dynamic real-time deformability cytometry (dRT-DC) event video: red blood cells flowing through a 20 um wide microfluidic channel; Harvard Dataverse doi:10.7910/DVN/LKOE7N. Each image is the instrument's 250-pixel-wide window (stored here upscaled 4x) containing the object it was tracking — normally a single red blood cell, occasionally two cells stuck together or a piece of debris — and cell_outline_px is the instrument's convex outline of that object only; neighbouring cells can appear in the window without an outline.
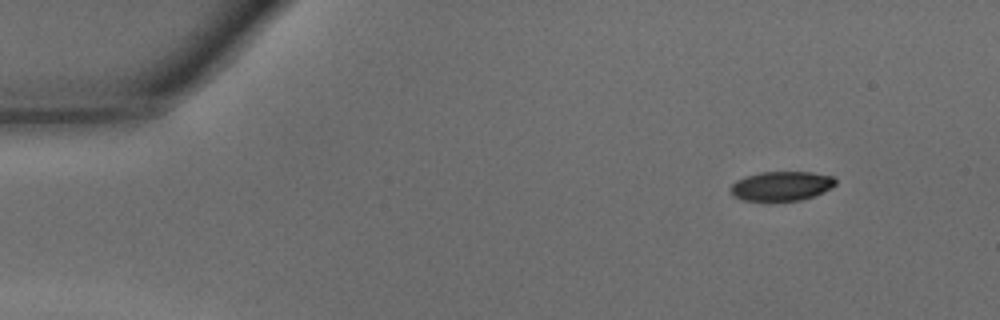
{"species": "common noctule bat (a hibernating species)", "species_latin": "Nyctalus noctula", "temperature_condition": "warm", "stored_images_in_passage": 42, "camera_frame_rate_fps": 3000, "um_per_image_px": 0.085, "animal": {"sex": "male", "body_mass_g": 15.6}, "frame": {"image": 1, "passage_image": 1, "time_ms": 0.0, "image_size_px": [1000, 320], "cell_outline_px": [[836, 184], [832, 188], [812, 196], [800, 200], [744, 200], [732, 196], [728, 188], [736, 180], [744, 176], [760, 172], [812, 172], [836, 176]], "centroid_in_image_um": [66.41, 15.79], "position_along_channel_um": 18.6, "area_um2": 18.09}}
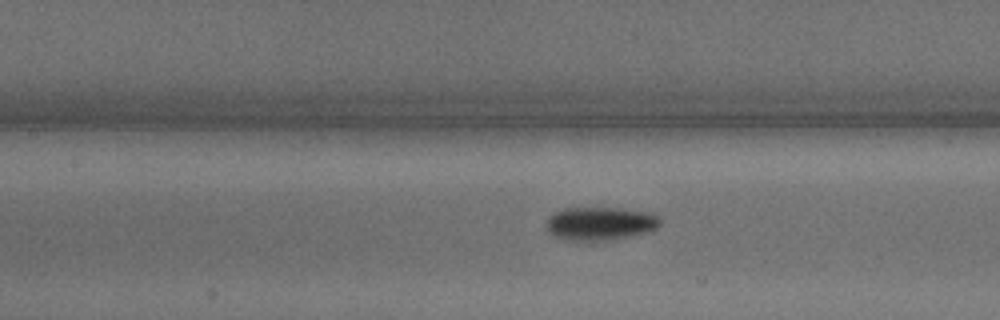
{"frame": {"image": 2, "passage_image": 17, "time_ms": 5.333, "image_size_px": [1000, 320], "cell_outline_px": [[660, 224], [652, 232], [616, 240], [592, 244], [564, 240], [552, 236], [548, 232], [548, 216], [564, 208], [620, 208], [652, 212], [660, 216]], "centroid_in_image_um": [51.05, 19.06], "position_along_channel_um": 156.3, "area_um2": 23.29}}
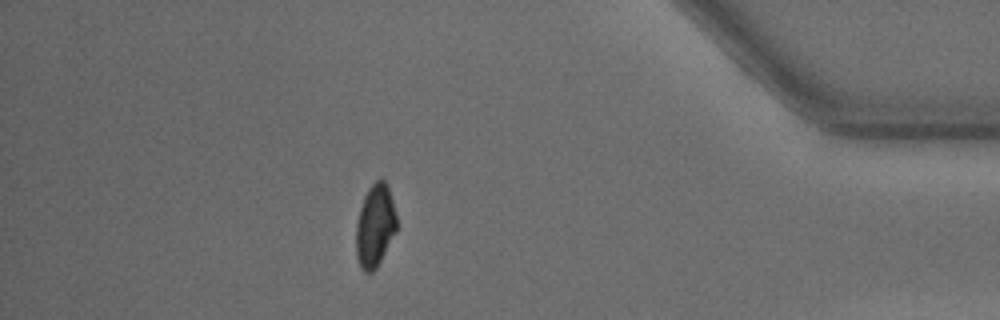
{"frame": {"image": 3, "passage_image": 37, "time_ms": 12.0, "image_size_px": [1000, 320], "cell_outline_px": [[396, 232], [376, 268], [372, 272], [364, 272], [360, 268], [356, 256], [356, 224], [360, 208], [364, 196], [368, 188], [380, 176], [388, 184], [396, 212]], "centroid_in_image_um": [31.88, 19.16], "position_along_channel_um": 403.3, "area_um2": 19.77}, "authors_computed_cell_mechanics": {"area_um2": 20.1433, "velocity_mm_per_s": 4.3346, "shape_relaxation_time_tau1_ms": 2.3752, "shape_relaxation_time_tau2_ms": null, "deformation_change_tau1": 0.1184, "deformation_change_tau2": null}}